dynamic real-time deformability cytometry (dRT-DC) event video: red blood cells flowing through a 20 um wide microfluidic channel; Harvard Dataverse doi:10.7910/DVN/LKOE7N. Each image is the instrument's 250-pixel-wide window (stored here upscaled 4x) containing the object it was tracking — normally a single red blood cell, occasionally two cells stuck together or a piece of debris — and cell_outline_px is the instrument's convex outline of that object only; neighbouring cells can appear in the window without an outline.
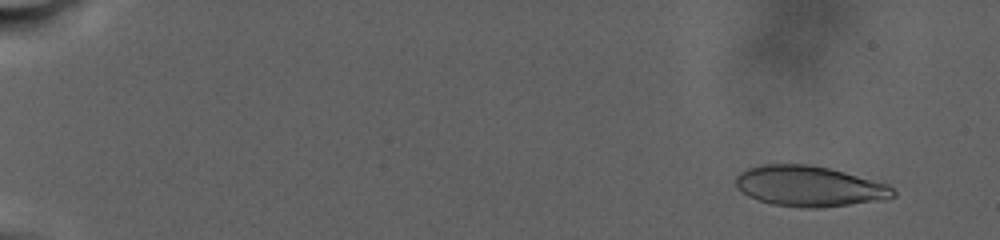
{"species": "human", "species_latin": "Homo sapiens", "temperature_condition": "warm", "stored_images_in_passage": 120, "camera_frame_rate_fps": 3000, "um_per_image_px": 0.085, "donor": {"sex": "male"}, "frame": {"image": 1, "passage_image": 10, "time_ms": 2.333, "image_size_px": [1000, 240], "cell_outline_px": [[896, 196], [888, 200], [820, 208], [804, 208], [772, 204], [748, 196], [740, 192], [736, 188], [736, 176], [740, 172], [748, 168], [764, 164], [812, 164], [844, 172], [888, 184], [896, 192]], "centroid_in_image_um": [68.81, 15.84], "position_along_channel_um": 16.2, "area_um2": 37.51}}
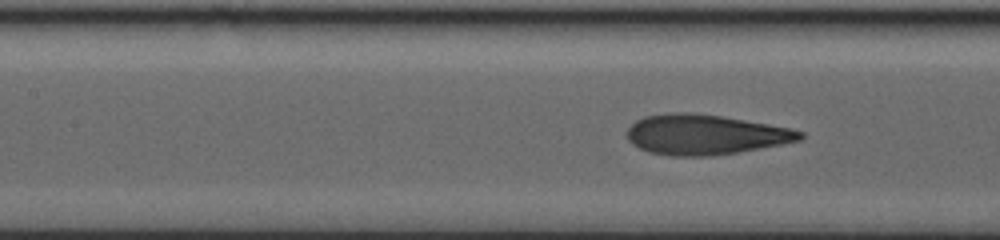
{"frame": {"image": 2, "passage_image": 68, "time_ms": 16.333, "image_size_px": [1000, 240], "cell_outline_px": [[804, 136], [800, 140], [760, 148], [712, 156], [668, 156], [648, 152], [632, 144], [628, 140], [624, 132], [636, 120], [644, 116], [668, 112], [692, 112], [720, 116], [792, 128], [804, 132]], "centroid_in_image_um": [59.88, 11.44], "position_along_channel_um": 147.5, "area_um2": 40.58}}
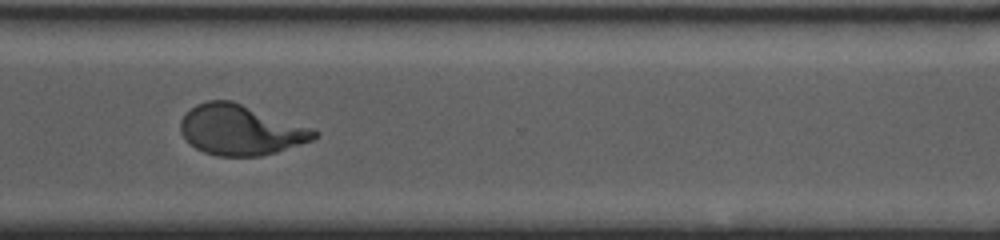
{"frame": {"image": 3, "passage_image": 119, "time_ms": 25.667, "image_size_px": [1000, 240], "cell_outline_px": [[320, 132], [312, 140], [276, 152], [260, 156], [216, 156], [204, 152], [196, 148], [180, 132], [180, 120], [196, 104], [208, 100], [232, 100], [316, 128]], "centroid_in_image_um": [20.5, 11.03], "position_along_channel_um": 350.1, "area_um2": 39.36}}